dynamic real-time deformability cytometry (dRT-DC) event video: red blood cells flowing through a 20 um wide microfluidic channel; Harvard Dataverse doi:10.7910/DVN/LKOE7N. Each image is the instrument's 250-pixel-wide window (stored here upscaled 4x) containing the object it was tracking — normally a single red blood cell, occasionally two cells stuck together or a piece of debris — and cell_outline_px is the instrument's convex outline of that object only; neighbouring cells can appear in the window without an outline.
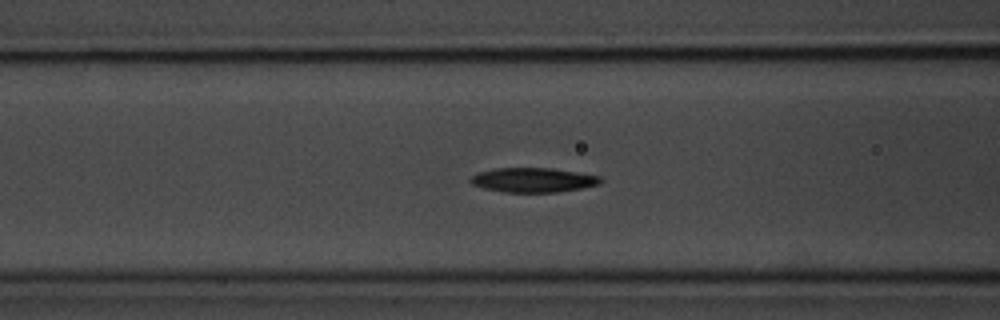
{"species": "common noctule bat (a hibernating species)", "species_latin": "Nyctalus noctula", "temperature_condition": "room temperature", "stored_images_in_passage": 54, "camera_frame_rate_fps": 3000, "um_per_image_px": 0.085, "animal": {"sex": "male", "body_mass_g": 20.1, "forearm_length_mm": 53.5}, "frame": {"image": 1, "passage_image": 20, "time_ms": 6.333, "image_size_px": [1000, 320], "cell_outline_px": [[604, 180], [600, 184], [580, 188], [556, 192], [504, 192], [484, 188], [472, 184], [468, 180], [472, 176], [480, 172], [496, 168], [552, 168], [600, 176]], "centroid_in_image_um": [45.33, 15.3], "position_along_channel_um": 121.3, "area_um2": 18.44}}
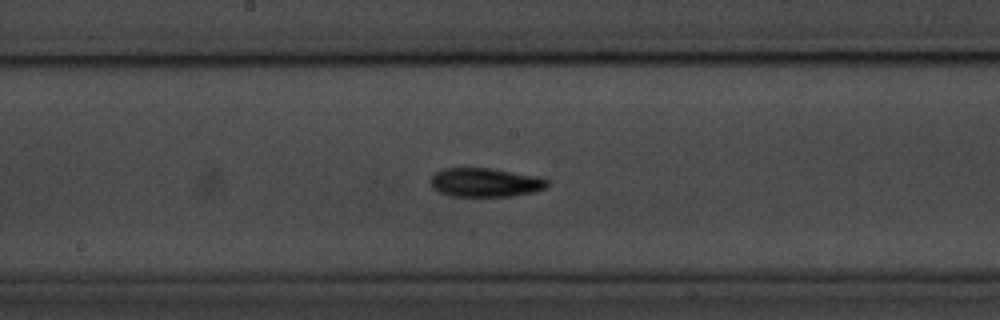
{"frame": {"image": 2, "passage_image": 27, "time_ms": 8.667, "image_size_px": [1000, 320], "cell_outline_px": [[548, 184], [544, 188], [532, 192], [512, 196], [448, 196], [432, 188], [432, 176], [436, 172], [444, 168], [492, 168], [540, 176], [548, 180]], "centroid_in_image_um": [41.26, 15.5], "position_along_channel_um": 206.9, "area_um2": 19.65}}
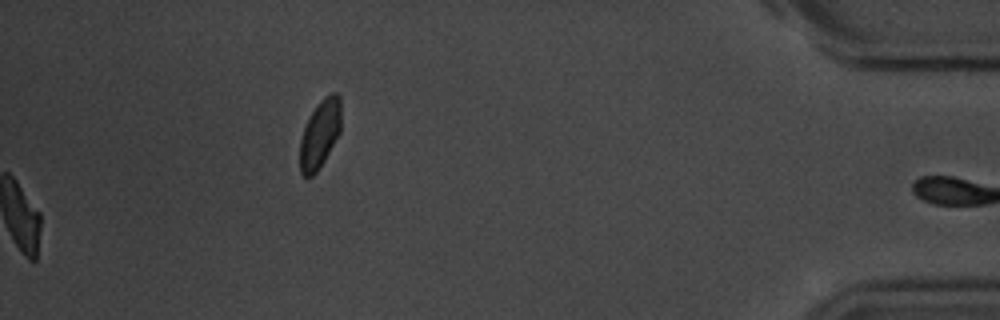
{"frame": {"image": 3, "passage_image": 54, "time_ms": 17.667, "image_size_px": [1000, 320], "cell_outline_px": [[340, 132], [324, 160], [316, 172], [312, 176], [304, 176], [300, 172], [300, 140], [304, 128], [316, 104], [324, 96], [332, 92], [336, 92], [340, 96]], "centroid_in_image_um": [27.19, 11.36], "position_along_channel_um": 408.0, "area_um2": 16.18}, "authors_computed_cell_mechanics": {"area_um2": 18.3804, "velocity_mm_per_s": 3.6612, "shape_relaxation_time_tau1_ms": 3.4954, "shape_relaxation_time_tau2_ms": null, "deformation_change_tau1": 0.1409, "deformation_change_tau2": null}}